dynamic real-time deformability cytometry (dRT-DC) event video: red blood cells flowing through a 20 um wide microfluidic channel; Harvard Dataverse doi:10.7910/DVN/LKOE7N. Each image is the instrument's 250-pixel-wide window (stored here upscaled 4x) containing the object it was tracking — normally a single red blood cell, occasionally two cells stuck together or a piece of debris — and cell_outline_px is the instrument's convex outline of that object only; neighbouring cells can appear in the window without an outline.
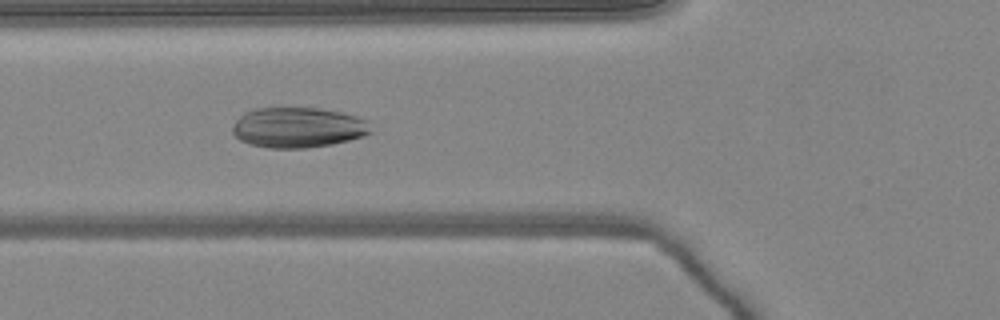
{"species": "common noctule bat (a hibernating species)", "species_latin": "Nyctalus noctula", "temperature_condition": "warm", "stored_images_in_passage": 49, "camera_frame_rate_fps": 3000, "um_per_image_px": 0.085, "animal": {"sex": "female", "body_mass_g": 24.6, "forearm_length_mm": 56.2}, "frame": {"image": 1, "passage_image": 17, "time_ms": 5.333, "image_size_px": [1000, 320], "cell_outline_px": [[372, 132], [364, 136], [332, 144], [308, 148], [268, 148], [252, 144], [240, 140], [232, 132], [232, 128], [236, 120], [244, 112], [256, 108], [320, 108], [340, 112], [356, 116], [368, 120]], "centroid_in_image_um": [25.34, 10.84], "position_along_channel_um": 100.5, "area_um2": 32.54}}
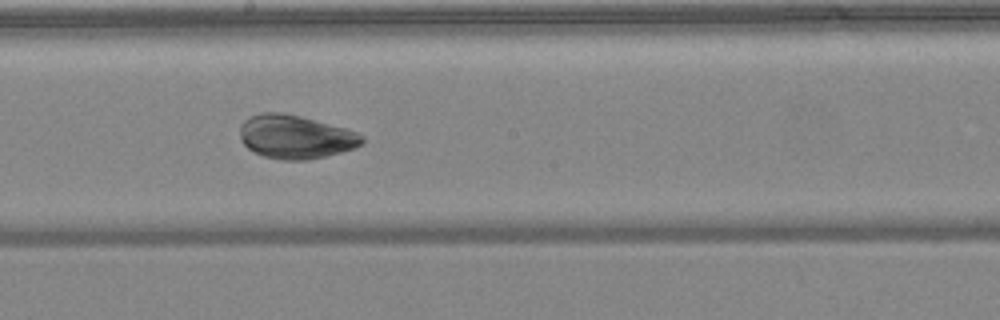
{"frame": {"image": 2, "passage_image": 26, "time_ms": 8.333, "image_size_px": [1000, 320], "cell_outline_px": [[364, 144], [356, 148], [324, 156], [304, 160], [280, 160], [264, 156], [248, 148], [240, 140], [240, 124], [248, 116], [260, 112], [284, 112], [300, 116], [344, 128], [356, 132], [364, 136]], "centroid_in_image_um": [25.09, 11.62], "position_along_channel_um": 223.1, "area_um2": 31.1}}
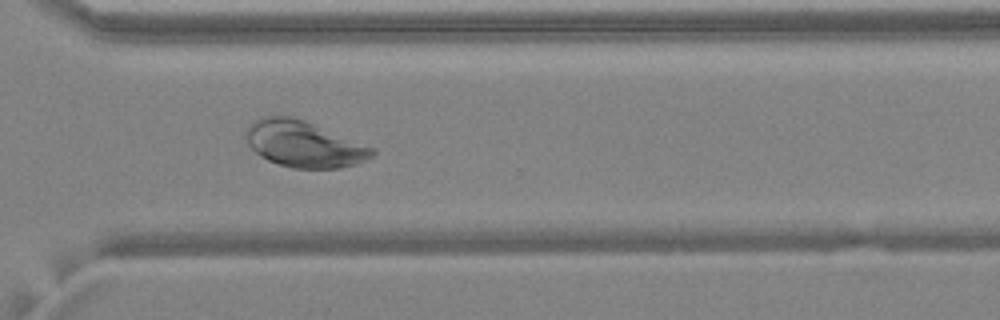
{"frame": {"image": 3, "passage_image": 35, "time_ms": 11.333, "image_size_px": [1000, 320], "cell_outline_px": [[376, 152], [372, 156], [356, 164], [340, 168], [292, 168], [268, 160], [260, 156], [248, 144], [244, 136], [244, 132], [248, 124], [252, 120], [260, 116], [292, 116], [304, 120], [376, 148]], "centroid_in_image_um": [25.8, 12.23], "position_along_channel_um": 344.8, "area_um2": 34.22}}